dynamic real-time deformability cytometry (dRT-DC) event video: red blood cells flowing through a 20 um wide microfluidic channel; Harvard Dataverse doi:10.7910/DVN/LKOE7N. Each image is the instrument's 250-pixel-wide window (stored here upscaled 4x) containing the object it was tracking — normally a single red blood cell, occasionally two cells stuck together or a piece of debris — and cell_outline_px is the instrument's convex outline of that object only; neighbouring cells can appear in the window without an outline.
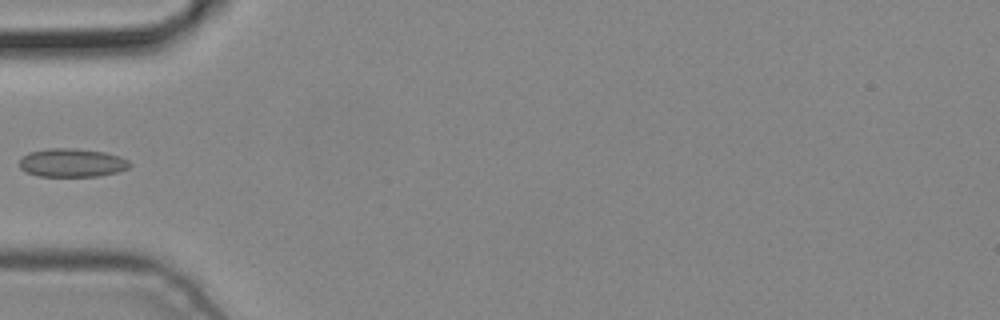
{"species": "common noctule bat (a hibernating species)", "species_latin": "Nyctalus noctula", "temperature_condition": "cold", "stored_images_in_passage": 2, "camera_frame_rate_fps": 3000, "um_per_image_px": 0.085, "animal": {"sex": "male", "body_mass_g": 19.2, "forearm_length_mm": 51.8}, "frame": {"image": 1, "passage_image": 2, "time_ms": 0.333, "image_size_px": [1000, 320], "cell_outline_px": [[132, 164], [128, 168], [116, 172], [100, 176], [36, 176], [20, 168], [20, 160], [28, 152], [48, 148], [72, 148], [104, 152], [120, 156], [128, 160]], "centroid_in_image_um": [6.13, 13.83], "position_along_channel_um": 78.9, "area_um2": 18.26}}